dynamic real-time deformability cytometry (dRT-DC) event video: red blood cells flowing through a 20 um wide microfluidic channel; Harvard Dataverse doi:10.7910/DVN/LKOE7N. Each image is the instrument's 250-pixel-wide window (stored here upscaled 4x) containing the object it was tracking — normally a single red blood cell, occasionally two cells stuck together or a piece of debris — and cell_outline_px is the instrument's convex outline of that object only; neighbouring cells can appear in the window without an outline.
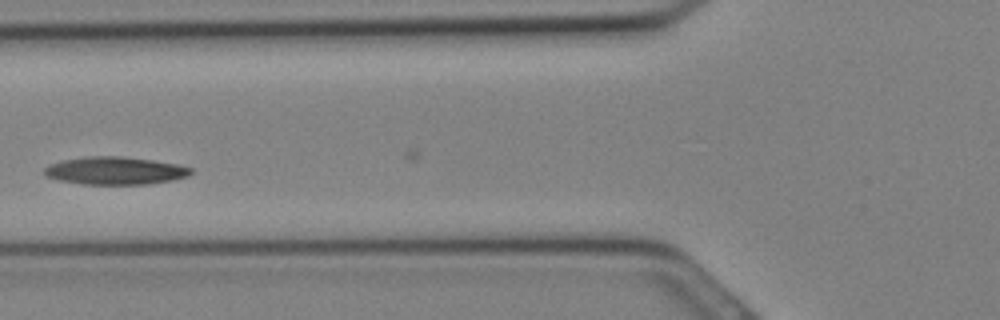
{"species": "Egyptian fruit bat (a non-hibernating species)", "species_latin": "Rousettus aegyptiacus", "temperature_condition": "cold", "stored_images_in_passage": 7, "camera_frame_rate_fps": 3000, "um_per_image_px": 0.085, "animal": {"sex": "female"}, "frame": {"image": 1, "passage_image": 2, "time_ms": 0.333, "image_size_px": [1000, 320], "cell_outline_px": [[192, 172], [188, 176], [172, 180], [148, 184], [84, 184], [60, 180], [44, 176], [44, 168], [48, 164], [60, 160], [84, 156], [120, 156], [152, 160], [180, 164], [192, 168]], "centroid_in_image_um": [9.76, 14.5], "position_along_channel_um": 116.0, "area_um2": 23.87}}
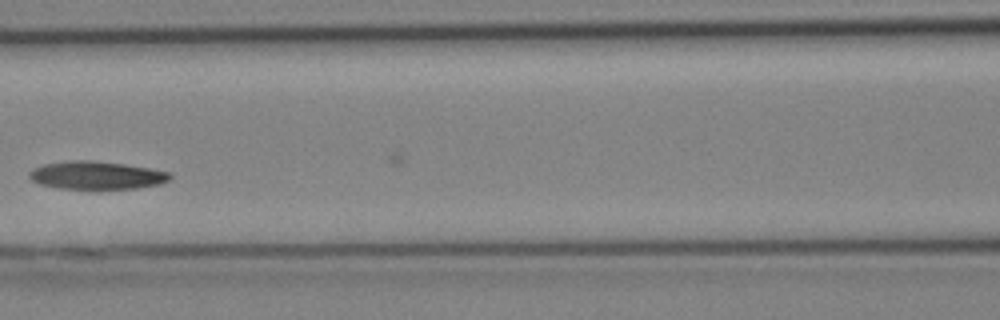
{"frame": {"image": 2, "passage_image": 4, "time_ms": 1.0, "image_size_px": [1000, 320], "cell_outline_px": [[172, 176], [168, 180], [160, 184], [136, 188], [60, 188], [40, 184], [32, 180], [28, 176], [28, 172], [44, 164], [68, 160], [92, 160], [124, 164], [172, 172]], "centroid_in_image_um": [8.22, 14.88], "position_along_channel_um": 158.4, "area_um2": 22.72}}
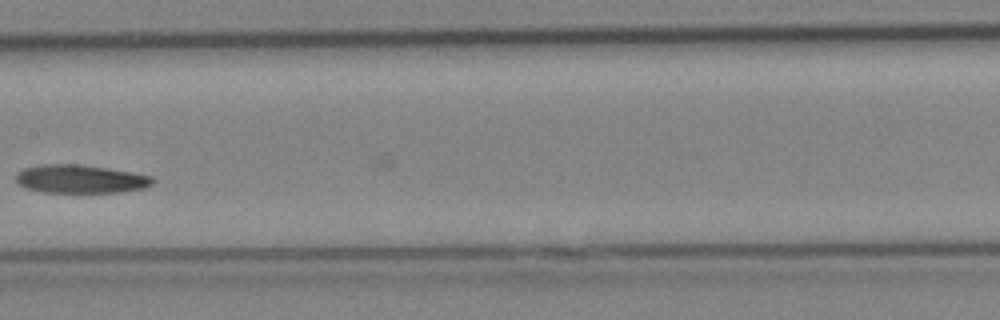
{"frame": {"image": 3, "passage_image": 6, "time_ms": 1.667, "image_size_px": [1000, 320], "cell_outline_px": [[156, 180], [152, 184], [144, 188], [120, 192], [44, 192], [24, 188], [16, 184], [16, 172], [24, 168], [44, 164], [76, 164], [108, 168], [152, 176]], "centroid_in_image_um": [6.8, 15.21], "position_along_channel_um": 200.6, "area_um2": 22.66}}